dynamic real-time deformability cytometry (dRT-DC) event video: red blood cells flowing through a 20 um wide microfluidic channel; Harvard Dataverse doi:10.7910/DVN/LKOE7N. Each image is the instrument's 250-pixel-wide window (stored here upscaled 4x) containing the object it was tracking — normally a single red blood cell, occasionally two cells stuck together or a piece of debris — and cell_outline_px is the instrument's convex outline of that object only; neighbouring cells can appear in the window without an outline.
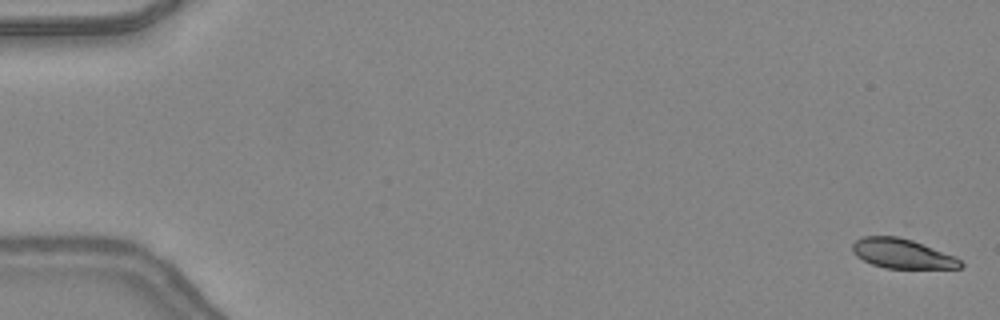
{"species": "common noctule bat (a hibernating species)", "species_latin": "Nyctalus noctula", "temperature_condition": "warm", "stored_images_in_passage": 48, "camera_frame_rate_fps": 3000, "um_per_image_px": 0.085, "animal": {"sex": "female", "body_mass_g": 24.6, "forearm_length_mm": 56.2}, "frame": {"image": 1, "passage_image": 1, "time_ms": 0.0, "image_size_px": [1000, 320], "cell_outline_px": [[964, 264], [960, 268], [884, 268], [872, 264], [856, 256], [852, 252], [852, 244], [856, 240], [864, 236], [896, 236], [912, 240], [956, 256]], "centroid_in_image_um": [76.68, 21.56], "position_along_channel_um": 8.3, "area_um2": 18.61}}
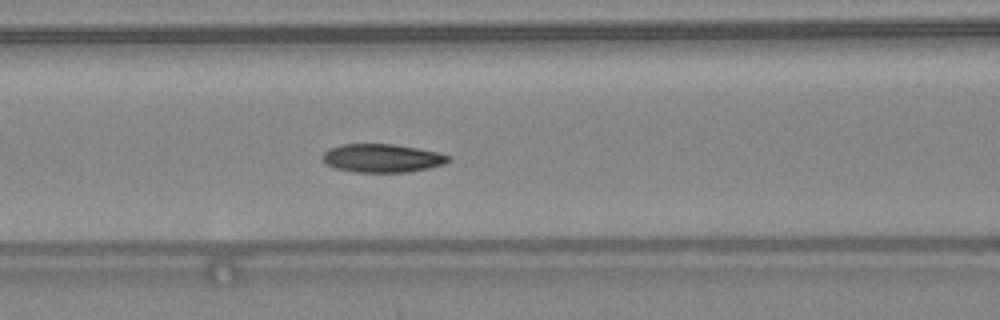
{"frame": {"image": 2, "passage_image": 21, "time_ms": 6.667, "image_size_px": [1000, 320], "cell_outline_px": [[452, 160], [444, 164], [428, 168], [408, 172], [356, 172], [336, 168], [324, 164], [324, 152], [328, 148], [340, 144], [392, 144], [416, 148], [436, 152], [452, 156]], "centroid_in_image_um": [32.49, 13.44], "position_along_channel_um": 134.1, "area_um2": 20.81}}
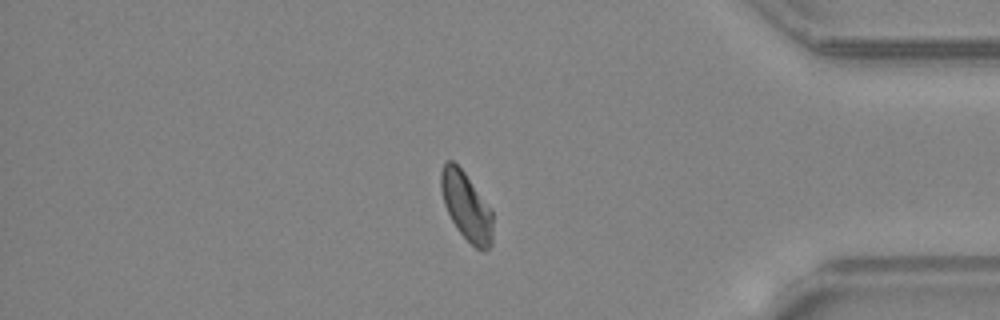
{"frame": {"image": 3, "passage_image": 41, "time_ms": 13.333, "image_size_px": [1000, 320], "cell_outline_px": [[492, 244], [484, 252], [476, 248], [456, 228], [444, 204], [440, 188], [440, 172], [444, 164], [448, 160], [452, 160], [464, 172], [492, 212]], "centroid_in_image_um": [39.62, 17.55], "position_along_channel_um": 395.6, "area_um2": 20.17}, "authors_computed_cell_mechanics": {"area_um2": 20.6924, "velocity_mm_per_s": 4.3418, "shape_relaxation_time_tau1_ms": 4.8767, "shape_relaxation_time_tau2_ms": 4.0253, "deformation_change_tau1": 0.1476, "deformation_change_tau2": 0.0569}}